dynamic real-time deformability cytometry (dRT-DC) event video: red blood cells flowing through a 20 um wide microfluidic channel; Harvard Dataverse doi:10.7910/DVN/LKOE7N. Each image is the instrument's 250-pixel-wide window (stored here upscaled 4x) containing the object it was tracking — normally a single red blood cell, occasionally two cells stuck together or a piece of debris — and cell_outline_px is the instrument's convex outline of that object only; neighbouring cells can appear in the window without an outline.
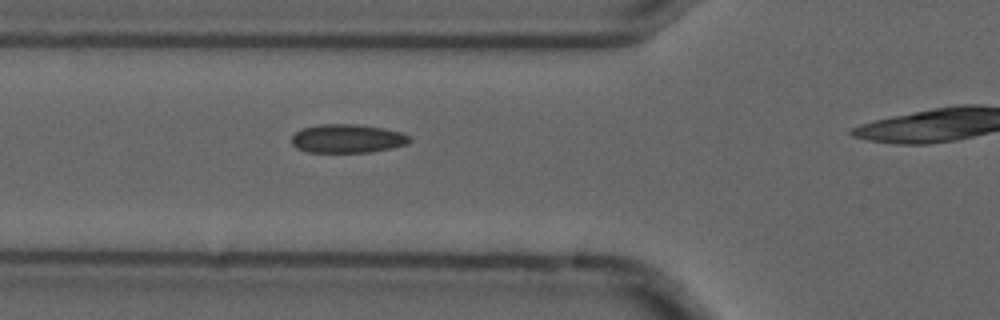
{"species": "common noctule bat (a hibernating species)", "species_latin": "Nyctalus noctula", "temperature_condition": "cold", "stored_images_in_passage": 4, "camera_frame_rate_fps": 3000, "um_per_image_px": 0.085, "animal": {"sex": "male", "forearm_length_mm": 52.5}, "frame": {"image": 1, "passage_image": 3, "time_ms": 0.667, "image_size_px": [1000, 320], "cell_outline_px": [[412, 140], [408, 144], [372, 152], [308, 152], [296, 148], [292, 144], [292, 136], [296, 132], [304, 128], [320, 124], [356, 124], [384, 128], [400, 132], [408, 136]], "centroid_in_image_um": [29.53, 11.78], "position_along_channel_um": 96.3, "area_um2": 19.65}}